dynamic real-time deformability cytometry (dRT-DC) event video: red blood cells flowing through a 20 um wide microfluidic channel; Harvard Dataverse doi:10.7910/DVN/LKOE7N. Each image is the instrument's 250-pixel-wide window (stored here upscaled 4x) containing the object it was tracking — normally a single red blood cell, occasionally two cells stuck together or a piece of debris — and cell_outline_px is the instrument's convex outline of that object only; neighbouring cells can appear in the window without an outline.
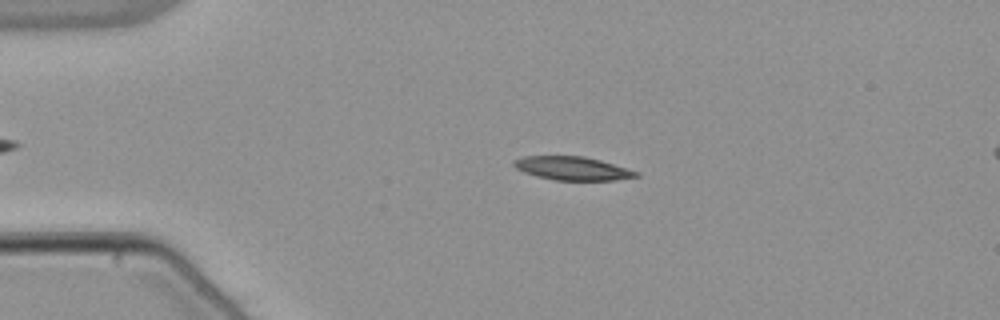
{"species": "common noctule bat (a hibernating species)", "species_latin": "Nyctalus noctula", "temperature_condition": "warm", "stored_images_in_passage": 43, "camera_frame_rate_fps": 3000, "um_per_image_px": 0.085, "animal": {"sex": "male", "body_mass_g": 21.5, "forearm_length_mm": 52.0}, "frame": {"image": 1, "passage_image": 1, "time_ms": 0.0, "image_size_px": [1000, 320], "cell_outline_px": [[640, 176], [616, 180], [556, 180], [536, 176], [524, 172], [516, 168], [512, 164], [512, 160], [524, 156], [584, 156], [600, 160], [640, 172]], "centroid_in_image_um": [48.65, 14.31], "position_along_channel_um": 36.3, "area_um2": 16.76}}
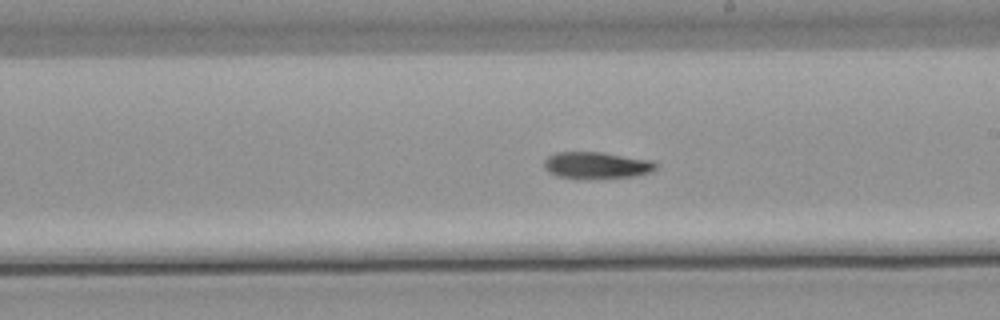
{"frame": {"image": 2, "passage_image": 20, "time_ms": 6.333, "image_size_px": [1000, 320], "cell_outline_px": [[656, 168], [648, 172], [632, 176], [588, 180], [556, 176], [544, 168], [544, 160], [548, 156], [556, 152], [600, 152], [652, 160], [656, 164]], "centroid_in_image_um": [50.65, 14.06], "position_along_channel_um": 238.3, "area_um2": 17.51}}
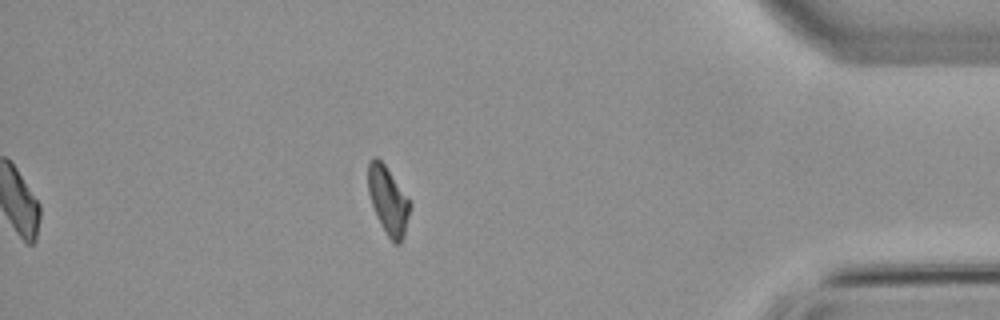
{"frame": {"image": 3, "passage_image": 36, "time_ms": 11.667, "image_size_px": [1000, 320], "cell_outline_px": [[412, 204], [404, 236], [400, 244], [392, 244], [376, 216], [368, 192], [368, 164], [372, 156], [376, 156], [384, 164]], "centroid_in_image_um": [32.99, 17.07], "position_along_channel_um": 402.2, "area_um2": 16.53}, "authors_computed_cell_mechanics": {"area_um2": 17.2822, "velocity_mm_per_s": 3.8394, "shape_relaxation_time_tau1_ms": 9.0083, "shape_relaxation_time_tau2_ms": null, "deformation_change_tau1": 0.2013, "deformation_change_tau2": null}}